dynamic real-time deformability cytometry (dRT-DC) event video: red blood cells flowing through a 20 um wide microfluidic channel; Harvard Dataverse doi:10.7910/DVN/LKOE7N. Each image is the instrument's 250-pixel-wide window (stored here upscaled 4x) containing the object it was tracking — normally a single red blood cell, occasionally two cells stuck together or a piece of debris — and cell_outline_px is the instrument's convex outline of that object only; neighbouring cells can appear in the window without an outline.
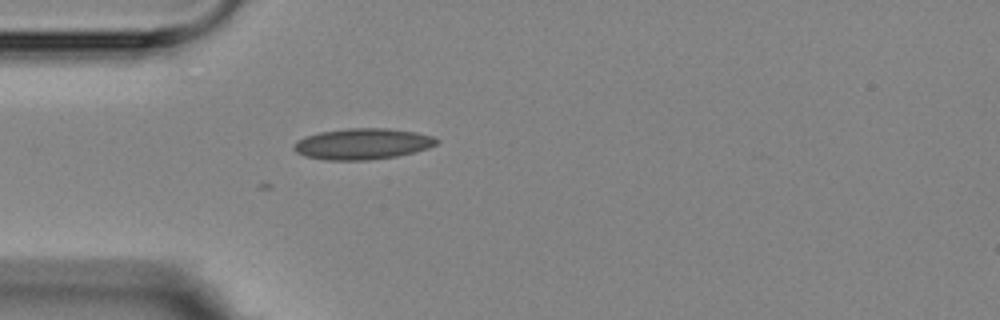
{"species": "Egyptian fruit bat (a non-hibernating species)", "species_latin": "Rousettus aegyptiacus", "temperature_condition": "room temperature", "stored_images_in_passage": 1, "camera_frame_rate_fps": 3000, "um_per_image_px": 0.085, "animal": {"sex": "female"}, "frame": {"image": 1, "passage_image": 1, "time_ms": 0.0, "image_size_px": [1000, 320], "cell_outline_px": [[440, 140], [436, 144], [428, 148], [416, 152], [396, 156], [368, 160], [324, 160], [304, 156], [296, 152], [292, 148], [292, 144], [296, 140], [304, 136], [320, 132], [348, 128], [388, 128], [416, 132], [432, 136]], "centroid_in_image_um": [30.78, 12.23], "position_along_channel_um": 54.2, "area_um2": 26.07}}